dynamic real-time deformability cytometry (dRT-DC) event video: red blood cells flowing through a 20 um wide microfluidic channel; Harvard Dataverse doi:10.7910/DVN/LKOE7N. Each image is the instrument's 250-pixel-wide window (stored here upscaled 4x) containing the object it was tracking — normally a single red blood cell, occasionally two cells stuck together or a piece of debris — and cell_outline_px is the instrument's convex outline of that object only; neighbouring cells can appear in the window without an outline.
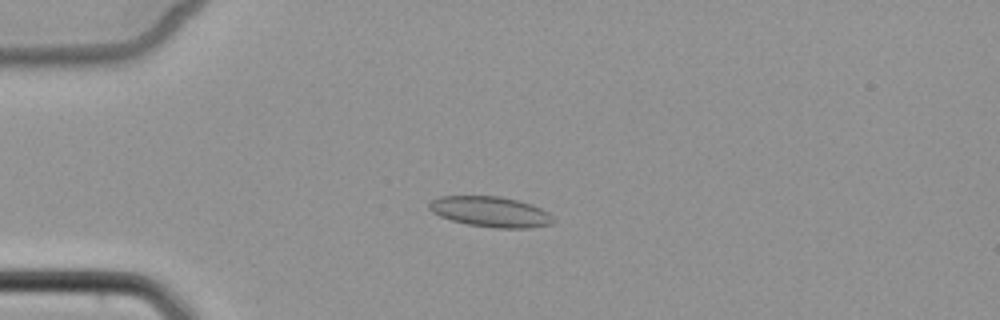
{"species": "common noctule bat (a hibernating species)", "species_latin": "Nyctalus noctula", "temperature_condition": "cold", "stored_images_in_passage": 7, "camera_frame_rate_fps": 3000, "um_per_image_px": 0.085, "animal": {"sex": "female", "body_mass_g": 22.7, "forearm_length_mm": 54.2}, "frame": {"image": 1, "passage_image": 4, "time_ms": 3.667, "image_size_px": [1000, 320], "cell_outline_px": [[556, 220], [552, 224], [528, 228], [496, 228], [468, 224], [452, 220], [440, 216], [432, 212], [428, 208], [428, 204], [432, 200], [440, 196], [500, 196], [532, 204], [548, 212]], "centroid_in_image_um": [41.71, 18.0], "position_along_channel_um": 43.3, "area_um2": 22.02}}
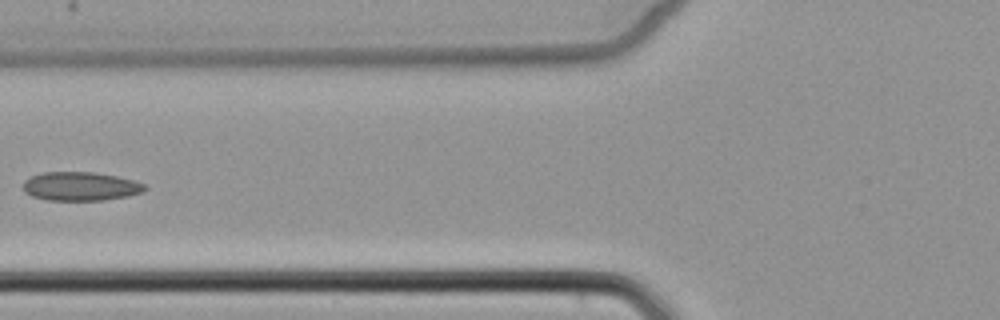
{"frame": {"image": 2, "passage_image": 6, "time_ms": 6.333, "image_size_px": [1000, 320], "cell_outline_px": [[148, 188], [144, 192], [128, 196], [104, 200], [48, 200], [32, 196], [24, 192], [24, 180], [40, 172], [96, 172], [136, 180], [144, 184]], "centroid_in_image_um": [6.88, 15.83], "position_along_channel_um": 118.9, "area_um2": 20.58}}
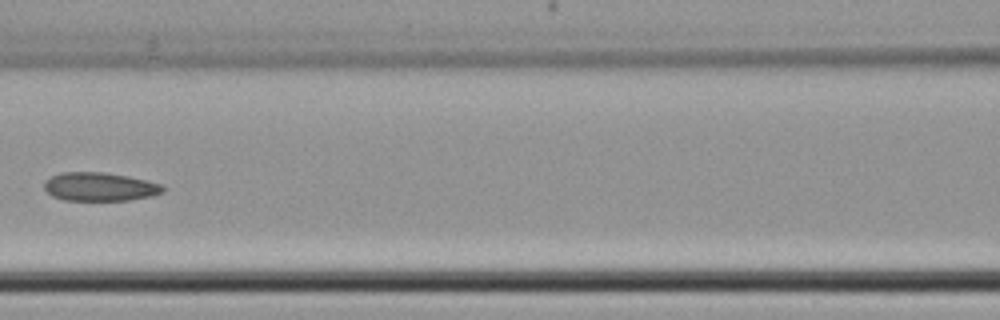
{"frame": {"image": 3, "passage_image": 7, "time_ms": 7.333, "image_size_px": [1000, 320], "cell_outline_px": [[164, 192], [152, 196], [128, 200], [64, 200], [52, 196], [44, 188], [44, 180], [60, 172], [104, 172], [128, 176], [160, 184], [164, 188]], "centroid_in_image_um": [8.45, 15.87], "position_along_channel_um": 158.2, "area_um2": 19.71}}